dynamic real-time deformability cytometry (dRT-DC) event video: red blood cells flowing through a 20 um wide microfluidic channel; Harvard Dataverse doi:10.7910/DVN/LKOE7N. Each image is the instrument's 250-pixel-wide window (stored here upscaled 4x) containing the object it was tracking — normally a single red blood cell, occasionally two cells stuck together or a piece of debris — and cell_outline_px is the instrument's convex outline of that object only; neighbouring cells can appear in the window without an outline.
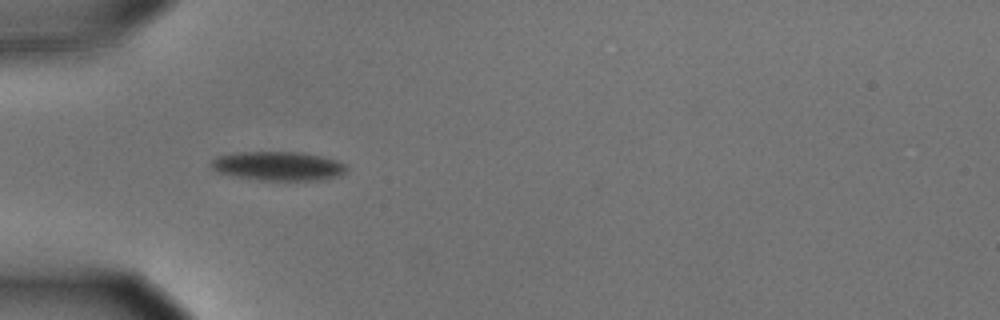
{"species": "common noctule bat (a hibernating species)", "species_latin": "Nyctalus noctula", "temperature_condition": "cold", "stored_images_in_passage": 39, "camera_frame_rate_fps": 3000, "um_per_image_px": 0.085, "animal": {"sex": "male", "body_mass_g": 15.6}, "frame": {"image": 1, "passage_image": 1, "time_ms": 0.0, "image_size_px": [1000, 320], "cell_outline_px": [[348, 168], [340, 176], [320, 180], [260, 180], [236, 176], [220, 172], [212, 168], [208, 164], [216, 156], [236, 152], [304, 152], [336, 160], [348, 164]], "centroid_in_image_um": [23.67, 14.1], "position_along_channel_um": 61.3, "area_um2": 23.0}}
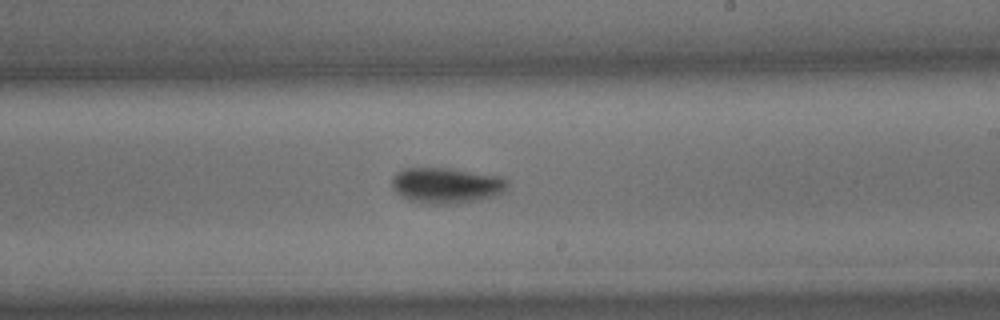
{"frame": {"image": 2, "passage_image": 17, "time_ms": 5.333, "image_size_px": [1000, 320], "cell_outline_px": [[508, 184], [504, 192], [496, 196], [460, 204], [428, 204], [408, 200], [396, 192], [392, 188], [392, 180], [396, 172], [404, 168], [448, 168], [504, 176], [508, 180]], "centroid_in_image_um": [37.98, 15.76], "position_along_channel_um": 251.0, "area_um2": 24.45}}
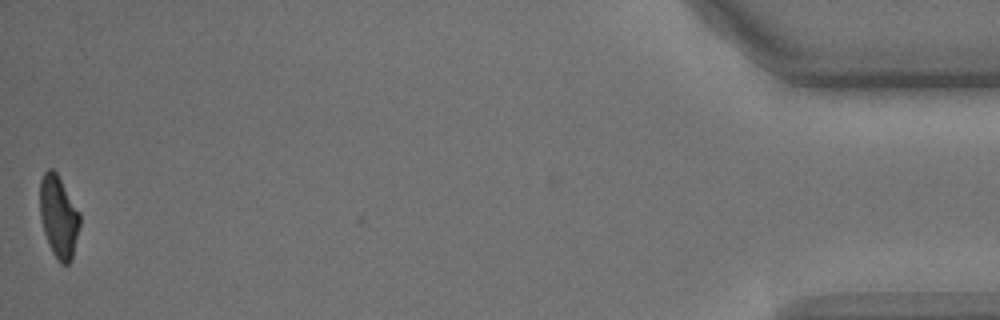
{"frame": {"image": 3, "passage_image": 39, "time_ms": 12.667, "image_size_px": [1000, 320], "cell_outline_px": [[80, 224], [72, 260], [68, 264], [60, 264], [56, 260], [52, 252], [44, 232], [40, 216], [40, 180], [44, 172], [48, 168], [52, 168], [56, 172], [80, 212]], "centroid_in_image_um": [4.99, 18.43], "position_along_channel_um": 430.2, "area_um2": 19.19}, "authors_computed_cell_mechanics": {"area_um2": 22.0796, "velocity_mm_per_s": 3.6202, "shape_relaxation_time_tau1_ms": 2.5315, "shape_relaxation_time_tau2_ms": null, "deformation_change_tau1": 0.1202, "deformation_change_tau2": null}}